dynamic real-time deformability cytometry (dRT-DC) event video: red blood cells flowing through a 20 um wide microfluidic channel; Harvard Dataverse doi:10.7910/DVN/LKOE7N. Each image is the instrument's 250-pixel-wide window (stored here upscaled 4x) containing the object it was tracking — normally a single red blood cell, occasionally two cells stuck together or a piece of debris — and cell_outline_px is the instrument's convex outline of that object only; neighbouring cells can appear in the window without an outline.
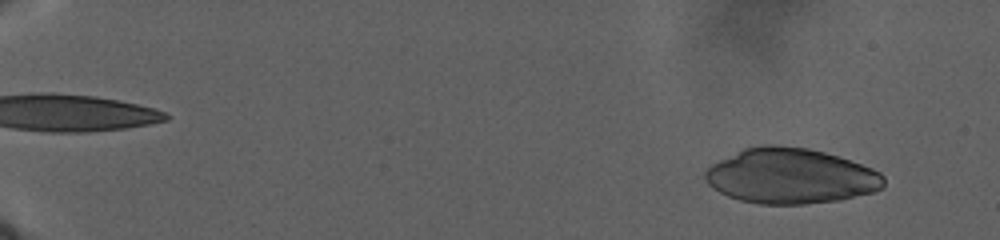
{"species": "human", "species_latin": "Homo sapiens", "temperature_condition": "warm", "stored_images_in_passage": 70, "camera_frame_rate_fps": 3000, "um_per_image_px": 0.085, "donor": {"sex": "male"}, "frame": {"image": 1, "passage_image": 28, "time_ms": 3.667, "image_size_px": [1000, 240], "cell_outline_px": [[884, 188], [872, 192], [840, 200], [804, 204], [760, 204], [740, 200], [728, 196], [712, 188], [708, 184], [704, 176], [704, 172], [712, 164], [744, 148], [772, 144], [776, 144], [808, 148], [824, 152], [872, 168], [880, 172], [884, 176]], "centroid_in_image_um": [67.2, 14.97], "position_along_channel_um": 17.8, "area_um2": 57.4}}